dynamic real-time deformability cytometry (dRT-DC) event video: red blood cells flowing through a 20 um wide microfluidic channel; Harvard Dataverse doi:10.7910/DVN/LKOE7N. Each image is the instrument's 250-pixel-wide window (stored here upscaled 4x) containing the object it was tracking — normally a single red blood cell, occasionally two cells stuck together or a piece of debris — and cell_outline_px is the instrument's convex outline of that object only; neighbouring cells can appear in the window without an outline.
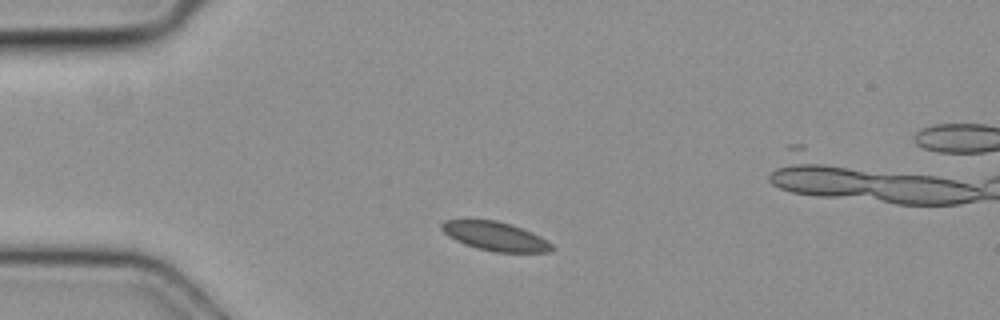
{"species": "common noctule bat (a hibernating species)", "species_latin": "Nyctalus noctula", "temperature_condition": "cold", "stored_images_in_passage": 3, "camera_frame_rate_fps": 3000, "um_per_image_px": 0.085, "animal": {"sex": "female", "body_mass_g": 19.3, "forearm_length_mm": 54.1}, "frame": {"image": 1, "passage_image": 1, "time_ms": 0.0, "image_size_px": [1000, 320], "cell_outline_px": [[556, 248], [552, 252], [496, 252], [476, 248], [464, 244], [448, 236], [440, 228], [440, 224], [444, 220], [496, 220], [512, 224], [532, 232], [548, 240]], "centroid_in_image_um": [42.13, 20.08], "position_along_channel_um": 42.9, "area_um2": 18.73}}
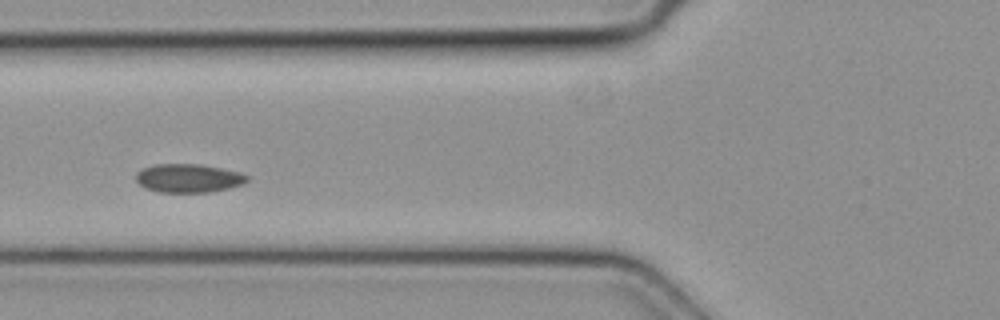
{"frame": {"image": 2, "passage_image": 3, "time_ms": 0.667, "image_size_px": [1000, 320], "cell_outline_px": [[248, 180], [244, 184], [228, 188], [208, 192], [160, 192], [144, 188], [136, 180], [136, 172], [144, 168], [156, 164], [200, 164], [240, 172], [248, 176]], "centroid_in_image_um": [16.02, 15.14], "position_along_channel_um": 109.8, "area_um2": 18.44}}